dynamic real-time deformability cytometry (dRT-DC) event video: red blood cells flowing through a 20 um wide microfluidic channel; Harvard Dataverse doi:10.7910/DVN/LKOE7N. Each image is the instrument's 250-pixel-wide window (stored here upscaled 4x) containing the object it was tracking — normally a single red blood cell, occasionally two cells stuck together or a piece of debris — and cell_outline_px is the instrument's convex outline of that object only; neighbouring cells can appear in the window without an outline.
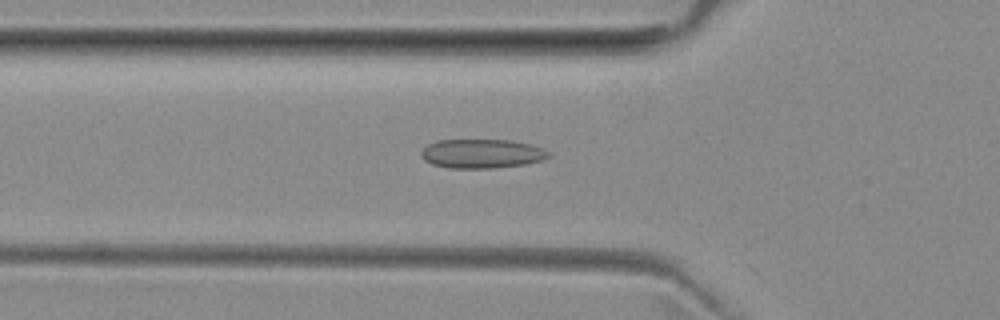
{"species": "common noctule bat (a hibernating species)", "species_latin": "Nyctalus noctula", "temperature_condition": "room temperature", "stored_images_in_passage": 47, "camera_frame_rate_fps": 3000, "um_per_image_px": 0.085, "animal": {"sex": "female", "body_mass_g": 29.2, "forearm_length_mm": 56.3}, "frame": {"image": 1, "passage_image": 17, "time_ms": 5.333, "image_size_px": [1000, 320], "cell_outline_px": [[552, 156], [540, 160], [524, 164], [492, 168], [448, 168], [432, 164], [424, 160], [420, 152], [428, 144], [436, 140], [512, 140], [544, 148]], "centroid_in_image_um": [40.93, 13.06], "position_along_channel_um": 84.9, "area_um2": 21.56}}
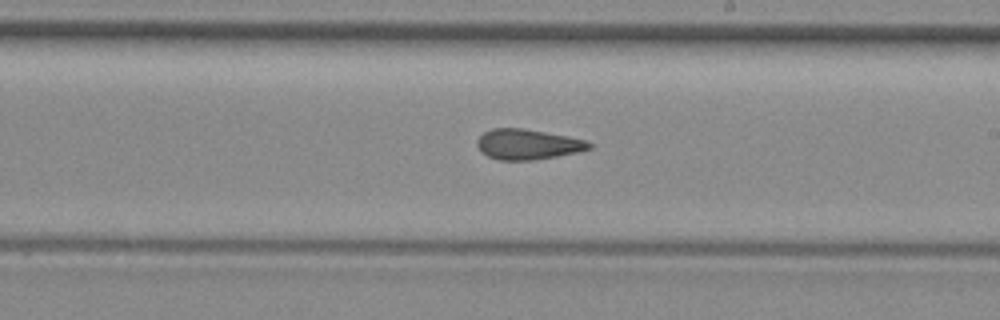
{"frame": {"image": 2, "passage_image": 29, "time_ms": 9.333, "image_size_px": [1000, 320], "cell_outline_px": [[592, 148], [580, 152], [536, 160], [500, 160], [488, 156], [480, 152], [476, 144], [476, 140], [484, 132], [492, 128], [520, 128], [568, 136], [588, 140], [592, 144]], "centroid_in_image_um": [44.87, 12.27], "position_along_channel_um": 244.1, "area_um2": 20.0}}
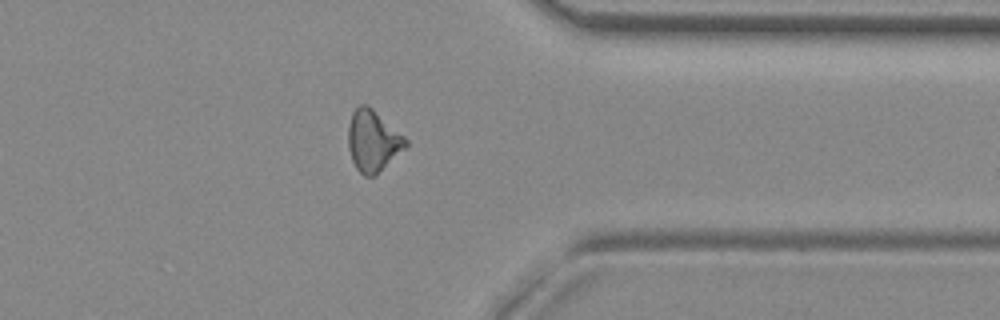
{"frame": {"image": 3, "passage_image": 40, "time_ms": 13.0, "image_size_px": [1000, 320], "cell_outline_px": [[408, 144], [376, 176], [364, 176], [356, 168], [352, 160], [348, 148], [348, 128], [352, 112], [360, 104], [368, 104], [404, 136], [408, 140]], "centroid_in_image_um": [31.68, 11.97], "position_along_channel_um": 379.7, "area_um2": 20.46}, "authors_computed_cell_mechanics": {"area_um2": 20.3456, "velocity_mm_per_s": 3.9818, "shape_relaxation_time_tau1_ms": null, "shape_relaxation_time_tau2_ms": 3.1698, "deformation_change_tau1": null, "deformation_change_tau2": 0.1221}}